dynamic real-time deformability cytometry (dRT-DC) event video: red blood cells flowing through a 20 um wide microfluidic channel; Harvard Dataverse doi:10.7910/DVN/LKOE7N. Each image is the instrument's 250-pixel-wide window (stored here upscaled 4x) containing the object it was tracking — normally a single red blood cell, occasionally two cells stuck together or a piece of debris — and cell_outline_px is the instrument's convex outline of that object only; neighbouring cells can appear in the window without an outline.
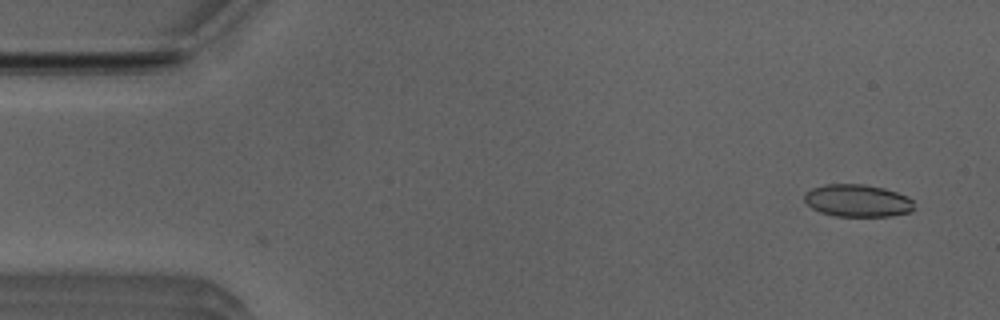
{"species": "Egyptian fruit bat (a non-hibernating species)", "species_latin": "Rousettus aegyptiacus", "temperature_condition": "room temperature", "stored_images_in_passage": 2, "camera_frame_rate_fps": 3000, "um_per_image_px": 0.085, "animal": {"sex": "male"}, "frame": {"image": 1, "passage_image": 2, "time_ms": 0.333, "image_size_px": [1000, 320], "cell_outline_px": [[912, 212], [892, 216], [836, 216], [820, 212], [812, 208], [804, 200], [804, 192], [812, 188], [824, 184], [864, 184], [884, 188], [908, 196], [912, 200]], "centroid_in_image_um": [72.87, 17.05], "position_along_channel_um": 12.1, "area_um2": 20.81}}